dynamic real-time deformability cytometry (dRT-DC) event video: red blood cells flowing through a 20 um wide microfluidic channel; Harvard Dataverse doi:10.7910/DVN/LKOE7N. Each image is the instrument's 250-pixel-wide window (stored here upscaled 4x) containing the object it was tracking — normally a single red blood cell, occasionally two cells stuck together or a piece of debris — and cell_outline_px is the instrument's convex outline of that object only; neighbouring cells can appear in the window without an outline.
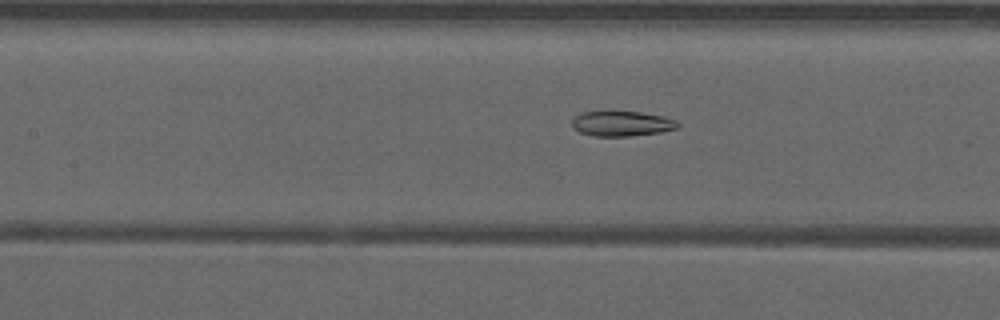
{"species": "common noctule bat (a hibernating species)", "species_latin": "Nyctalus noctula", "temperature_condition": "warm", "stored_images_in_passage": 52, "camera_frame_rate_fps": 3000, "um_per_image_px": 0.085, "animal": {"sex": "male", "forearm_length_mm": 52.5}, "frame": {"image": 1, "passage_image": 24, "time_ms": 7.667, "image_size_px": [1000, 320], "cell_outline_px": [[680, 128], [660, 132], [628, 136], [592, 136], [580, 132], [572, 128], [572, 120], [580, 112], [604, 108], [608, 108], [640, 112], [660, 116], [676, 120], [680, 124]], "centroid_in_image_um": [52.78, 10.45], "position_along_channel_um": 154.6, "area_um2": 16.3}}
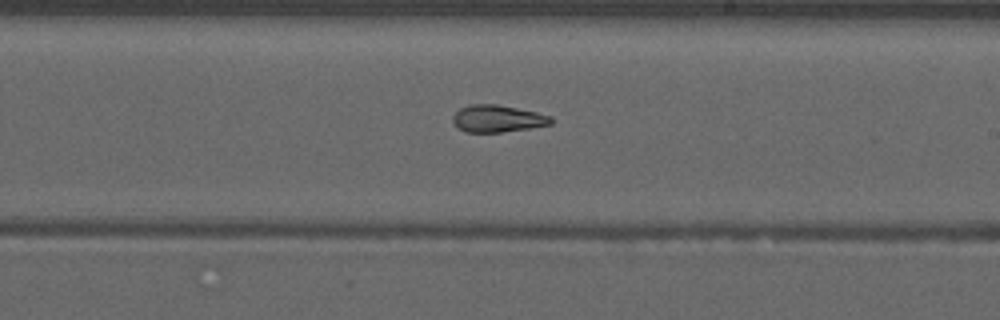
{"frame": {"image": 2, "passage_image": 31, "time_ms": 10.0, "image_size_px": [1000, 320], "cell_outline_px": [[552, 124], [528, 128], [500, 132], [464, 132], [452, 120], [452, 116], [460, 108], [472, 104], [496, 104], [536, 112], [552, 116]], "centroid_in_image_um": [42.29, 10.08], "position_along_channel_um": 246.7, "area_um2": 15.32}}
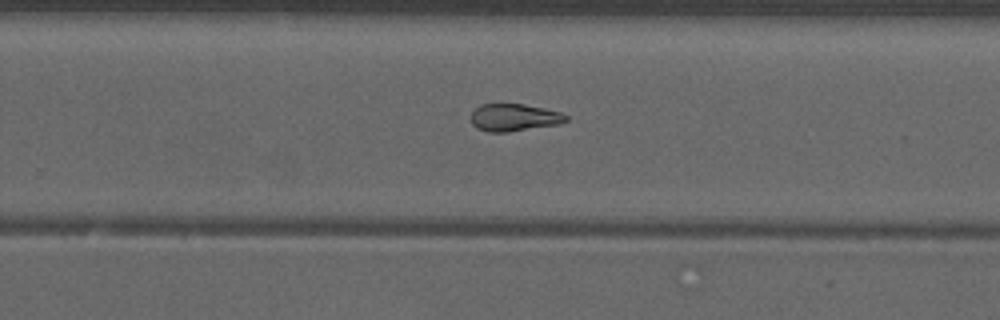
{"frame": {"image": 3, "passage_image": 34, "time_ms": 11.0, "image_size_px": [1000, 320], "cell_outline_px": [[568, 120], [560, 124], [508, 132], [488, 132], [476, 128], [472, 124], [472, 112], [480, 104], [524, 104], [544, 108], [560, 112], [568, 116]], "centroid_in_image_um": [43.71, 9.99], "position_along_channel_um": 286.1, "area_um2": 15.2}, "authors_computed_cell_mechanics": {"area_um2": 17.8602, "velocity_mm_per_s": 3.9597, "shape_relaxation_time_tau1_ms": null, "shape_relaxation_time_tau2_ms": 3.2151, "deformation_change_tau1": null, "deformation_change_tau2": 0.0986}}